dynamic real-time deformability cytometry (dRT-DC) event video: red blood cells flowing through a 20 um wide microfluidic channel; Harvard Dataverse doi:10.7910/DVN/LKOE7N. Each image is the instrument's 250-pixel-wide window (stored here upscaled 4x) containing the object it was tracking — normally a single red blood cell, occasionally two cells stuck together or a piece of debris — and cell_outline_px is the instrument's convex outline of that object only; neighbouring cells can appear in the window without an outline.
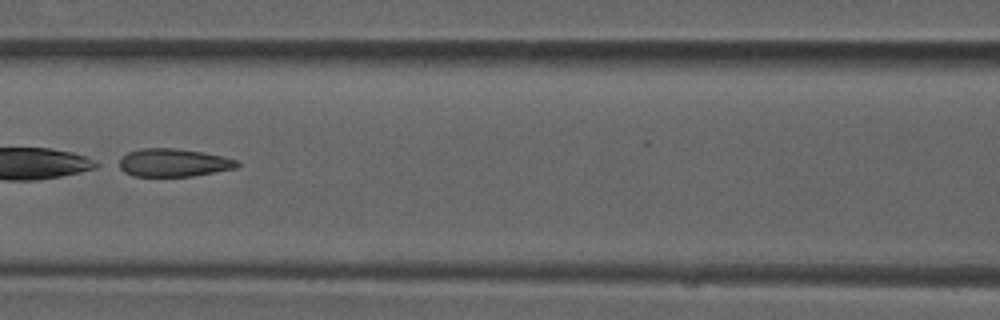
{"species": "common noctule bat (a hibernating species)", "species_latin": "Nyctalus noctula", "temperature_condition": "room temperature", "stored_images_in_passage": 37, "camera_frame_rate_fps": 3000, "um_per_image_px": 0.085, "animal": {"sex": "male", "forearm_length_mm": 52.5}, "frame": {"image": 1, "passage_image": 11, "time_ms": 3.333, "image_size_px": [1000, 320], "cell_outline_px": [[240, 164], [236, 168], [192, 176], [132, 176], [124, 172], [112, 164], [128, 152], [140, 148], [176, 148], [224, 156], [236, 160]], "centroid_in_image_um": [14.65, 13.83], "position_along_channel_um": 152.0, "area_um2": 19.54}, "authors_computed_cell_mechanics": {"area_um2": 20.7502, "velocity_mm_per_s": 3.9445, "shape_relaxation_time_tau1_ms": 0.1754, "shape_relaxation_time_tau2_ms": 1.3616, "deformation_change_tau1": 0.2119, "deformation_change_tau2": 0.0895}}